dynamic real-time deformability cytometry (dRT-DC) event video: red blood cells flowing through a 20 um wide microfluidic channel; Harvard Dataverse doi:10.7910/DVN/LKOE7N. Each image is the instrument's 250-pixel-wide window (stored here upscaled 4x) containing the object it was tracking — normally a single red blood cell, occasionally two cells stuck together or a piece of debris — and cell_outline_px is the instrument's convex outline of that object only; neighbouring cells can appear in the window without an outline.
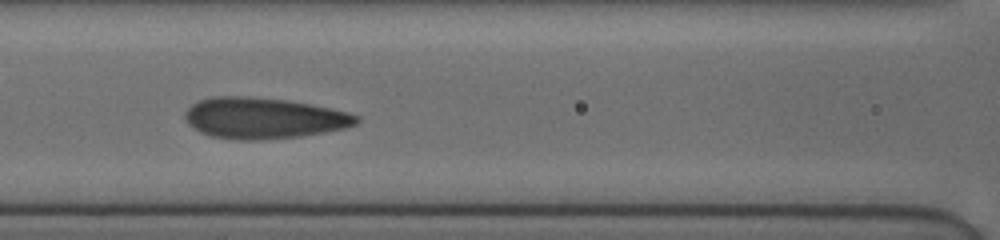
{"species": "human", "species_latin": "Homo sapiens", "temperature_condition": "cold", "stored_images_in_passage": 35, "camera_frame_rate_fps": 3000, "um_per_image_px": 0.085, "donor": {"sex": "female"}, "frame": {"image": 1, "passage_image": 29, "time_ms": 5.333, "image_size_px": [1000, 240], "cell_outline_px": [[360, 120], [356, 124], [344, 128], [324, 132], [300, 136], [264, 140], [240, 140], [212, 136], [200, 132], [188, 124], [184, 116], [184, 112], [192, 104], [200, 100], [212, 96], [248, 96], [288, 100], [348, 112], [360, 116]], "centroid_in_image_um": [22.39, 10.04], "position_along_channel_um": 144.2, "area_um2": 40.98}}
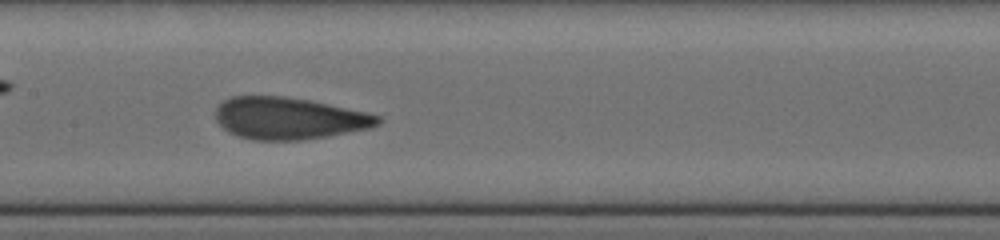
{"frame": {"image": 2, "passage_image": 34, "time_ms": 6.333, "image_size_px": [1000, 240], "cell_outline_px": [[384, 120], [380, 124], [372, 128], [328, 136], [300, 140], [252, 140], [236, 136], [228, 132], [216, 120], [216, 108], [224, 100], [232, 96], [284, 96], [308, 100], [368, 112], [380, 116]], "centroid_in_image_um": [24.59, 10.06], "position_along_channel_um": 182.8, "area_um2": 39.88}}